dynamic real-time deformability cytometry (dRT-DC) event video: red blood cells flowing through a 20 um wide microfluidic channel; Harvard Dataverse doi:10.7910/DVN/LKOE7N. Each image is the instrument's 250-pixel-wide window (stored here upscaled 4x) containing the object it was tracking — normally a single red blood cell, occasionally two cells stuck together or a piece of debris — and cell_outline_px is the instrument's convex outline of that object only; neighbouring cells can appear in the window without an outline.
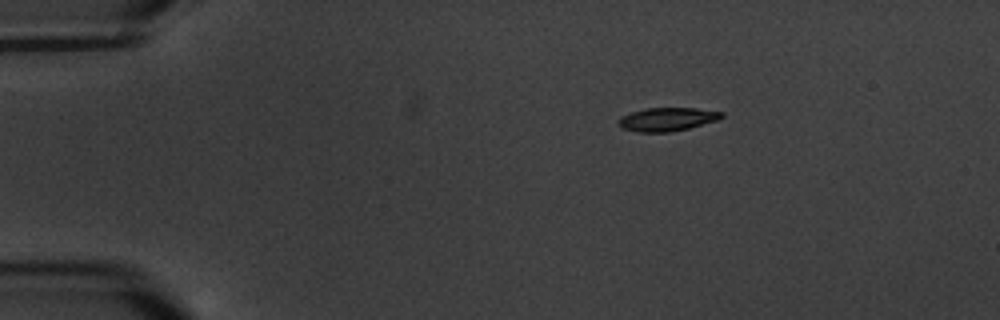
{"species": "common noctule bat (a hibernating species)", "species_latin": "Nyctalus noctula", "temperature_condition": "warm", "stored_images_in_passage": 3, "camera_frame_rate_fps": 3000, "um_per_image_px": 0.085, "animal": {"sex": "male", "body_mass_g": 20.1, "forearm_length_mm": 53.5}, "frame": {"image": 1, "passage_image": 1, "time_ms": 0.0, "image_size_px": [1000, 320], "cell_outline_px": [[724, 116], [716, 120], [688, 128], [668, 132], [640, 132], [620, 128], [616, 124], [616, 120], [620, 116], [644, 108], [696, 108], [724, 112]], "centroid_in_image_um": [56.64, 10.13], "position_along_channel_um": 28.4, "area_um2": 14.16}}